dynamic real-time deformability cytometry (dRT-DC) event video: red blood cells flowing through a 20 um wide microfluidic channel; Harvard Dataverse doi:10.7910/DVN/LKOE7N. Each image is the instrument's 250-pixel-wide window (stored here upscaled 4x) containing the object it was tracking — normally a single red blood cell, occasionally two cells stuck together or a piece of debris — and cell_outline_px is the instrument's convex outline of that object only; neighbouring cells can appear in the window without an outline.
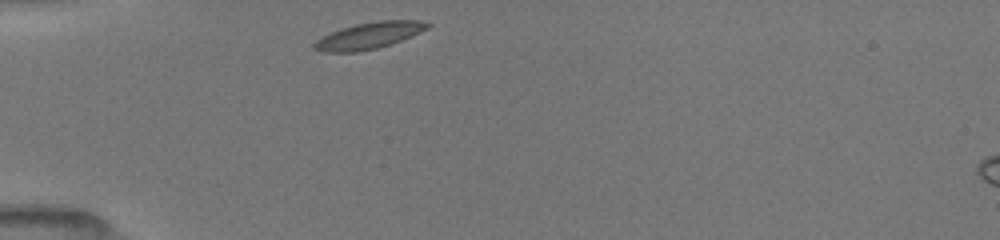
{"species": "common noctule bat (a hibernating species)", "species_latin": "Nyctalus noctula", "temperature_condition": "room temperature", "stored_images_in_passage": 37, "camera_frame_rate_fps": 3000, "um_per_image_px": 0.085, "animal": {"sex": "female", "body_mass_g": 19.5, "forearm_length_mm": 54.1}, "frame": {"image": 1, "passage_image": 1, "time_ms": 0.0, "image_size_px": [1000, 240], "cell_outline_px": [[432, 24], [428, 28], [392, 44], [376, 48], [356, 52], [320, 52], [312, 48], [312, 44], [316, 40], [332, 32], [356, 24], [380, 20], [420, 20]], "centroid_in_image_um": [31.35, 3.03], "position_along_channel_um": 53.6, "area_um2": 17.34}}
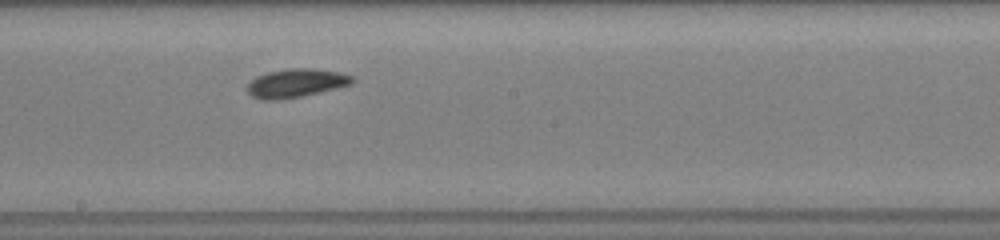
{"frame": {"image": 2, "passage_image": 15, "time_ms": 4.667, "image_size_px": [1000, 240], "cell_outline_px": [[356, 80], [352, 84], [336, 88], [300, 96], [280, 100], [260, 100], [252, 96], [248, 92], [248, 84], [256, 76], [268, 72], [288, 68], [312, 68], [336, 72], [352, 76]], "centroid_in_image_um": [25.14, 7.06], "position_along_channel_um": 223.1, "area_um2": 17.34}}
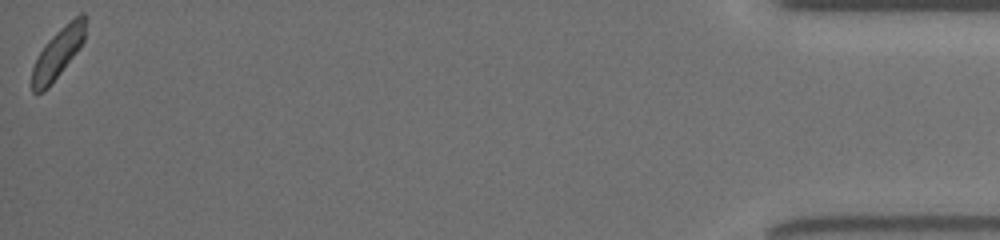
{"frame": {"image": 3, "passage_image": 37, "time_ms": 12.0, "image_size_px": [1000, 240], "cell_outline_px": [[84, 40], [76, 52], [48, 88], [44, 92], [32, 92], [32, 68], [44, 44], [60, 28], [80, 12], [84, 12]], "centroid_in_image_um": [4.9, 4.52], "position_along_channel_um": 430.3, "area_um2": 15.14}, "authors_computed_cell_mechanics": {"area_um2": 16.3574, "velocity_mm_per_s": 3.985, "shape_relaxation_time_tau1_ms": 1.5962, "shape_relaxation_time_tau2_ms": null, "deformation_change_tau1": 0.0772, "deformation_change_tau2": null}}